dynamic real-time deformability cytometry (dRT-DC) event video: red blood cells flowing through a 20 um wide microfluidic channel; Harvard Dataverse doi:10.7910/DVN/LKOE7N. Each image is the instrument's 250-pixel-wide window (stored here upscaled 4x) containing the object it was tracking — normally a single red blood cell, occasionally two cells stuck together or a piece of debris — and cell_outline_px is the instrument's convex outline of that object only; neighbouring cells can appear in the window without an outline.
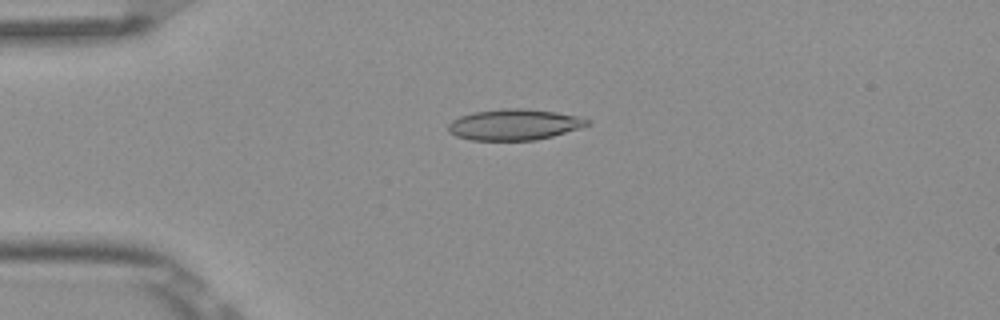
{"species": "Egyptian fruit bat (a non-hibernating species)", "species_latin": "Rousettus aegyptiacus", "temperature_condition": "room temperature", "stored_images_in_passage": 6, "camera_frame_rate_fps": 3000, "um_per_image_px": 0.085, "frame": {"image": 1, "passage_image": 1, "time_ms": 0.0, "image_size_px": [1000, 320], "cell_outline_px": [[588, 124], [580, 128], [552, 136], [536, 140], [472, 140], [456, 136], [448, 132], [448, 124], [452, 120], [460, 116], [472, 112], [500, 108], [524, 108], [556, 112], [580, 116], [588, 120]], "centroid_in_image_um": [43.68, 10.58], "position_along_channel_um": 41.3, "area_um2": 25.14}}
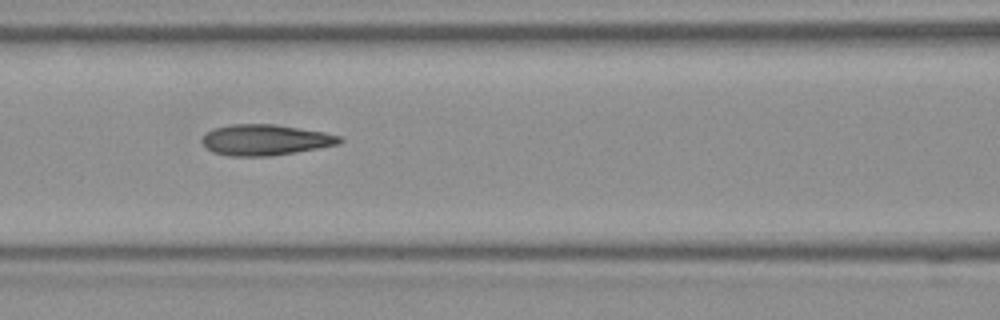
{"frame": {"image": 2, "passage_image": 4, "time_ms": 1.0, "image_size_px": [1000, 320], "cell_outline_px": [[344, 140], [340, 144], [296, 152], [268, 156], [232, 156], [212, 152], [200, 140], [212, 128], [228, 124], [276, 124], [324, 132], [340, 136]], "centroid_in_image_um": [22.56, 11.88], "position_along_channel_um": 144.0, "area_um2": 24.74}}
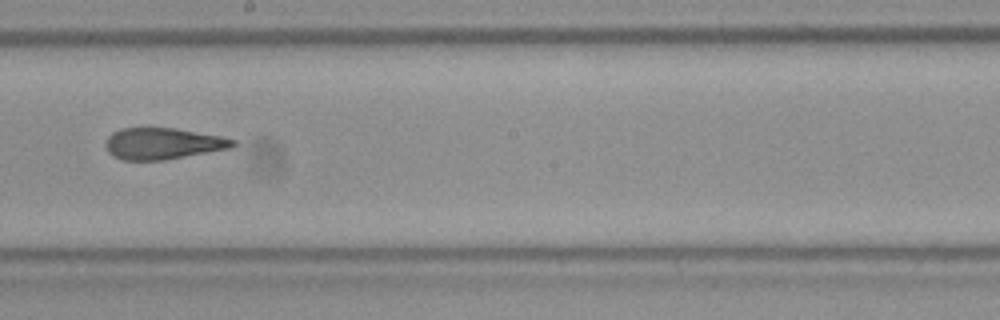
{"frame": {"image": 3, "passage_image": 6, "time_ms": 1.667, "image_size_px": [1000, 320], "cell_outline_px": [[236, 144], [232, 148], [164, 160], [120, 160], [112, 156], [108, 152], [104, 144], [108, 136], [112, 132], [120, 128], [176, 128], [220, 136], [236, 140]], "centroid_in_image_um": [13.81, 12.21], "position_along_channel_um": 234.4, "area_um2": 23.47}}